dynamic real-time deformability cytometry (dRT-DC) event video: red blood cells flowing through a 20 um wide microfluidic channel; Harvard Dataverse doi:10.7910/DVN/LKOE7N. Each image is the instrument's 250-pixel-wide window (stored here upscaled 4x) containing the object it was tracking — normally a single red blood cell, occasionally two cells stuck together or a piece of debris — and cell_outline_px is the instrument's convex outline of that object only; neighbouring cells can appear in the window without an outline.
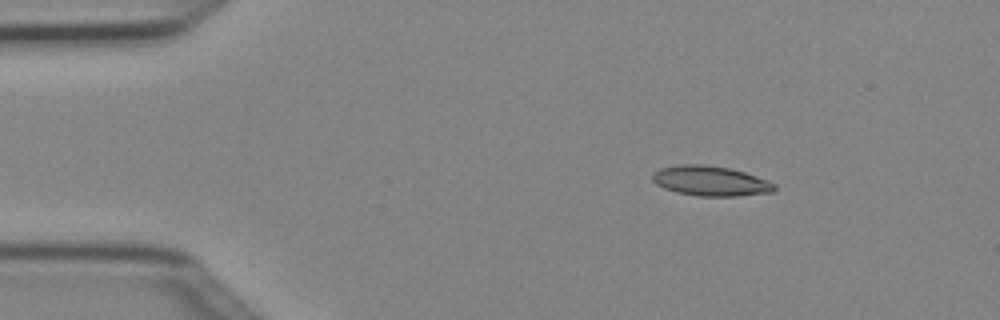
{"species": "Egyptian fruit bat (a non-hibernating species)", "species_latin": "Rousettus aegyptiacus", "temperature_condition": "cold", "stored_images_in_passage": 5, "camera_frame_rate_fps": 3000, "um_per_image_px": 0.085, "animal": {"sex": "female"}, "frame": {"image": 1, "passage_image": 2, "time_ms": 0.333, "image_size_px": [1000, 320], "cell_outline_px": [[776, 188], [772, 192], [736, 196], [696, 196], [676, 192], [664, 188], [656, 184], [652, 180], [652, 172], [660, 168], [676, 164], [704, 164], [732, 168], [768, 180], [776, 184]], "centroid_in_image_um": [60.37, 15.37], "position_along_channel_um": 24.6, "area_um2": 21.56}}
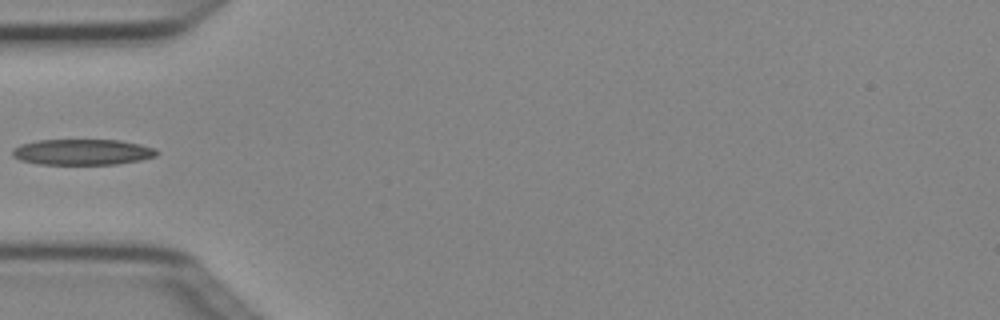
{"frame": {"image": 2, "passage_image": 4, "time_ms": 1.0, "image_size_px": [1000, 320], "cell_outline_px": [[160, 152], [156, 156], [140, 160], [116, 164], [36, 164], [20, 160], [12, 156], [12, 148], [20, 144], [36, 140], [120, 140], [140, 144], [156, 148]], "centroid_in_image_um": [6.99, 12.92], "position_along_channel_um": 78.0, "area_um2": 21.91}}
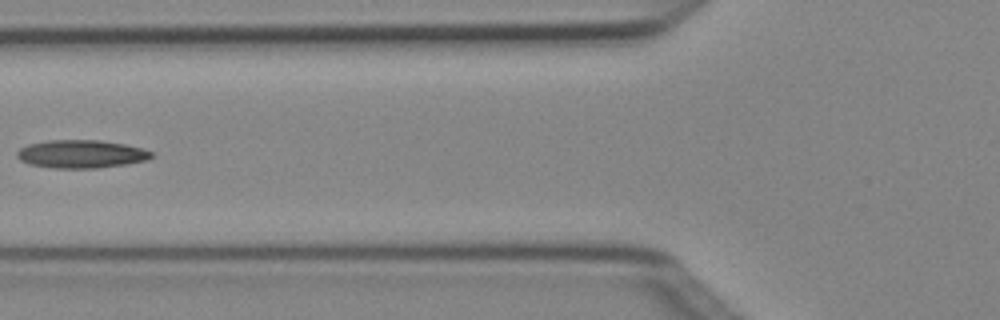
{"frame": {"image": 3, "passage_image": 5, "time_ms": 1.333, "image_size_px": [1000, 320], "cell_outline_px": [[156, 156], [148, 160], [124, 164], [96, 168], [56, 168], [28, 164], [20, 160], [16, 156], [16, 152], [20, 148], [28, 144], [48, 140], [100, 140], [124, 144], [140, 148], [152, 152]], "centroid_in_image_um": [6.89, 13.09], "position_along_channel_um": 118.9, "area_um2": 22.02}}